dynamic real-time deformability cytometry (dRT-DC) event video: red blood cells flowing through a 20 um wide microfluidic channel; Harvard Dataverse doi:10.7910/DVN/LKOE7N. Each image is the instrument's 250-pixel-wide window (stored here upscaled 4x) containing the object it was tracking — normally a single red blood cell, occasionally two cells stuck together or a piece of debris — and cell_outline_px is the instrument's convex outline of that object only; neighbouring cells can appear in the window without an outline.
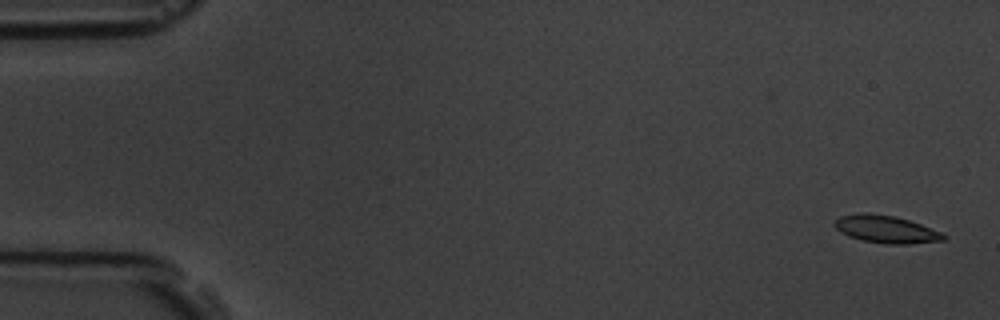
{"species": "common noctule bat (a hibernating species)", "species_latin": "Nyctalus noctula", "temperature_condition": "room temperature", "stored_images_in_passage": 9, "camera_frame_rate_fps": 3000, "um_per_image_px": 0.085, "animal": {"sex": "male", "body_mass_g": 19.5, "forearm_length_mm": 54.6}, "frame": {"image": 1, "passage_image": 1, "time_ms": 0.0, "image_size_px": [1000, 320], "cell_outline_px": [[948, 236], [944, 240], [908, 244], [884, 244], [864, 240], [848, 236], [840, 232], [832, 224], [840, 216], [856, 212], [864, 212], [896, 216], [944, 232]], "centroid_in_image_um": [75.31, 19.48], "position_along_channel_um": 9.7, "area_um2": 17.69}}
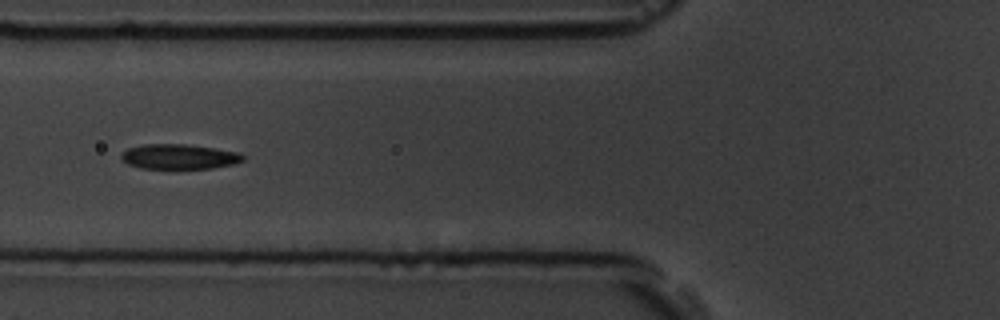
{"frame": {"image": 2, "passage_image": 7, "time_ms": 6.667, "image_size_px": [1000, 320], "cell_outline_px": [[244, 160], [232, 164], [212, 168], [140, 168], [128, 164], [120, 160], [120, 156], [128, 148], [144, 144], [184, 144], [216, 148], [240, 152], [244, 156]], "centroid_in_image_um": [15.22, 13.31], "position_along_channel_um": 110.6, "area_um2": 17.69}}
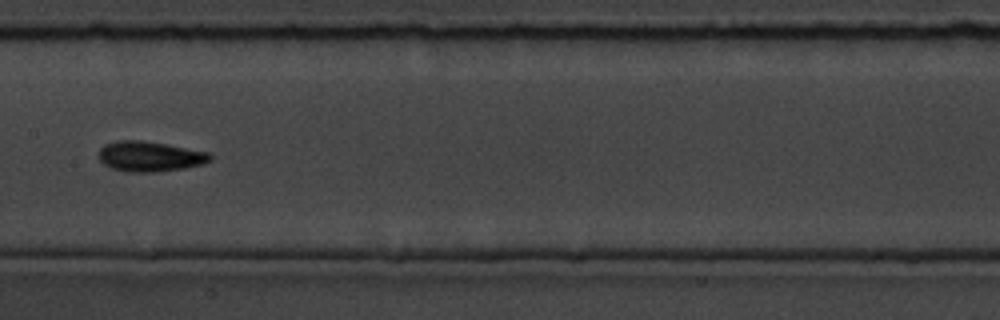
{"frame": {"image": 3, "passage_image": 9, "time_ms": 9.0, "image_size_px": [1000, 320], "cell_outline_px": [[212, 160], [204, 164], [184, 168], [156, 172], [128, 172], [112, 168], [104, 164], [100, 160], [100, 148], [104, 144], [116, 140], [140, 140], [164, 144], [208, 152], [212, 156]], "centroid_in_image_um": [12.74, 13.3], "position_along_channel_um": 194.7, "area_um2": 19.54}}